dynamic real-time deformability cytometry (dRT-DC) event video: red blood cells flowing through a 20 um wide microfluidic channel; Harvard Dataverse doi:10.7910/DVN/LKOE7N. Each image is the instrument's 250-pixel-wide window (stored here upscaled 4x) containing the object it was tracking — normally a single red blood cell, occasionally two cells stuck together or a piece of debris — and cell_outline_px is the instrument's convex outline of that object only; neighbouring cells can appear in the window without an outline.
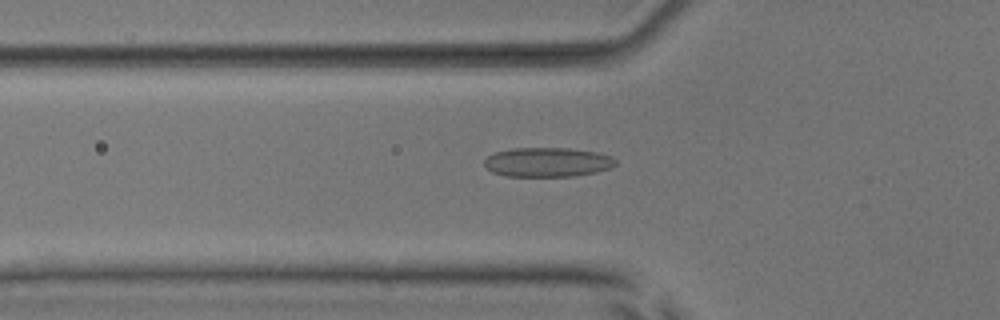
{"species": "common noctule bat (a hibernating species)", "species_latin": "Nyctalus noctula", "temperature_condition": "room temperature", "stored_images_in_passage": 54, "camera_frame_rate_fps": 3000, "um_per_image_px": 0.085, "animal": {"sex": "male", "body_mass_g": 17.9, "forearm_length_mm": 54.2}, "frame": {"image": 1, "passage_image": 19, "time_ms": 6.0, "image_size_px": [1000, 320], "cell_outline_px": [[616, 164], [608, 168], [596, 172], [572, 176], [504, 176], [492, 172], [484, 164], [484, 160], [488, 156], [496, 152], [512, 148], [568, 148], [596, 152], [612, 156], [616, 160]], "centroid_in_image_um": [46.52, 13.78], "position_along_channel_um": 79.3, "area_um2": 22.37}}
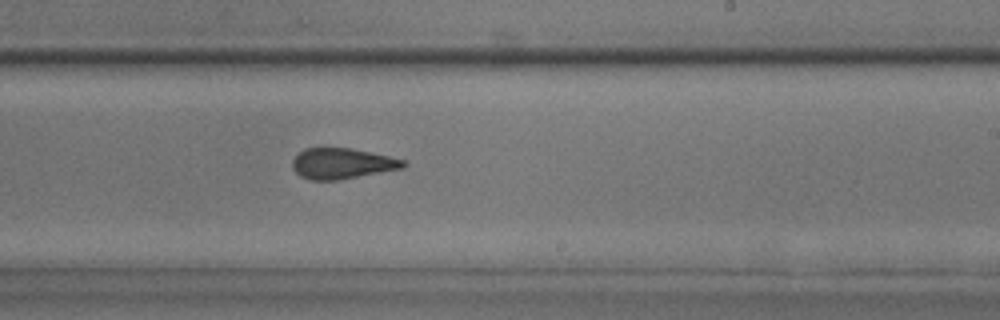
{"frame": {"image": 2, "passage_image": 33, "time_ms": 10.667, "image_size_px": [1000, 320], "cell_outline_px": [[408, 164], [404, 168], [340, 180], [308, 180], [300, 176], [292, 168], [292, 160], [304, 148], [320, 144], [324, 144], [352, 148], [388, 156], [404, 160]], "centroid_in_image_um": [29.03, 13.85], "position_along_channel_um": 260.0, "area_um2": 20.69}}
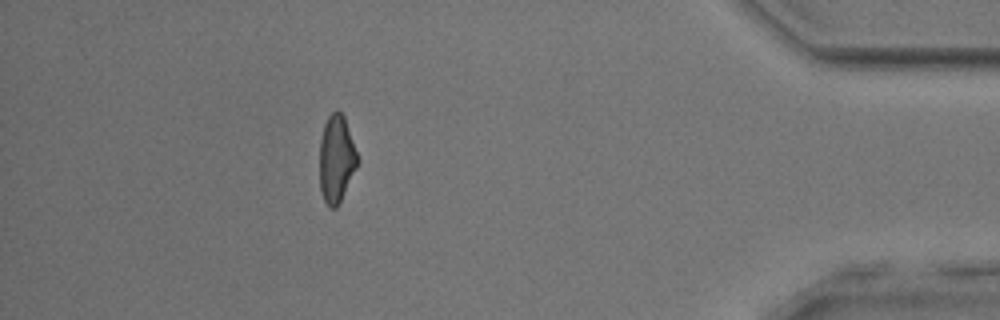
{"frame": {"image": 3, "passage_image": 48, "time_ms": 15.667, "image_size_px": [1000, 320], "cell_outline_px": [[356, 168], [336, 208], [328, 208], [324, 200], [320, 188], [320, 140], [324, 124], [328, 116], [336, 108], [344, 116], [356, 152]], "centroid_in_image_um": [28.56, 13.49], "position_along_channel_um": 406.6, "area_um2": 18.84}, "authors_computed_cell_mechanics": {"area_um2": 20.8947, "velocity_mm_per_s": 3.8779, "shape_relaxation_time_tau1_ms": null, "shape_relaxation_time_tau2_ms": 1.6156, "deformation_change_tau1": null, "deformation_change_tau2": 0.1}}